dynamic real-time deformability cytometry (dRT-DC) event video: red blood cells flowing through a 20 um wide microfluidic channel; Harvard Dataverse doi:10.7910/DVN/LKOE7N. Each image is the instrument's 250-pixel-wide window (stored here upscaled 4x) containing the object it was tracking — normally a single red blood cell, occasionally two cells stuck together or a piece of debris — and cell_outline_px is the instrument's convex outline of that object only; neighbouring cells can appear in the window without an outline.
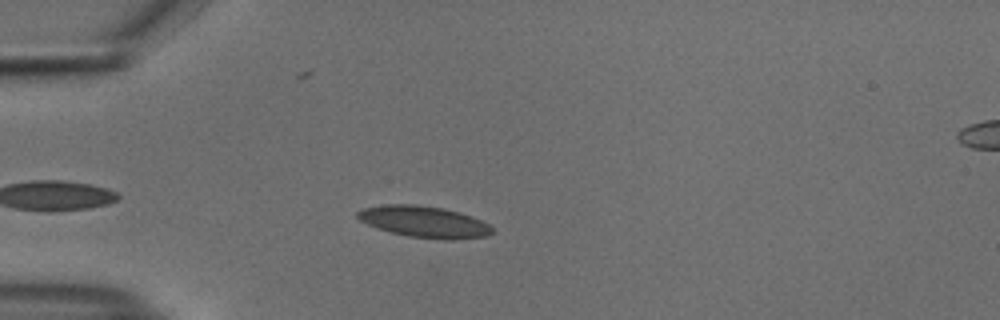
{"species": "common noctule bat (a hibernating species)", "species_latin": "Nyctalus noctula", "temperature_condition": "cold", "stored_images_in_passage": 42, "camera_frame_rate_fps": 3000, "um_per_image_px": 0.085, "animal": {"sex": "male", "body_mass_g": 18.8}, "frame": {"image": 1, "passage_image": 6, "time_ms": 1.667, "image_size_px": [1000, 320], "cell_outline_px": [[492, 232], [488, 236], [452, 240], [448, 240], [408, 236], [376, 228], [360, 220], [356, 216], [356, 212], [364, 208], [388, 204], [416, 204], [440, 208], [460, 212], [472, 216], [488, 224], [492, 228]], "centroid_in_image_um": [36.06, 18.85], "position_along_channel_um": 48.9, "area_um2": 24.51}}
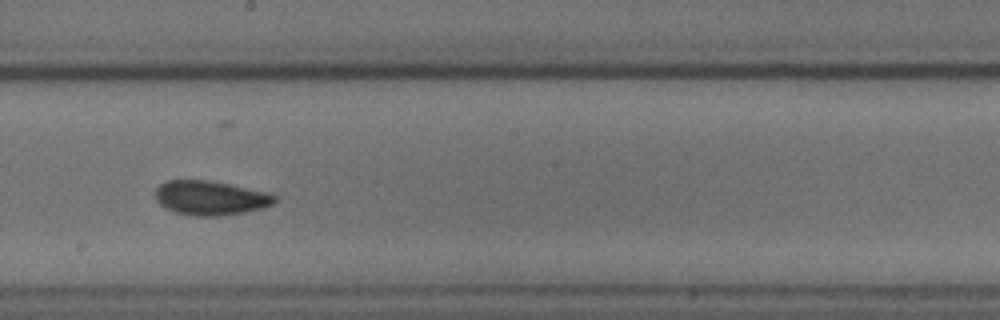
{"frame": {"image": 2, "passage_image": 22, "time_ms": 7.0, "image_size_px": [1000, 320], "cell_outline_px": [[276, 200], [272, 204], [264, 208], [244, 212], [216, 216], [192, 216], [172, 212], [160, 204], [156, 200], [156, 188], [160, 184], [168, 180], [212, 180], [232, 184], [268, 192], [276, 196]], "centroid_in_image_um": [17.89, 16.82], "position_along_channel_um": 230.3, "area_um2": 24.1}}
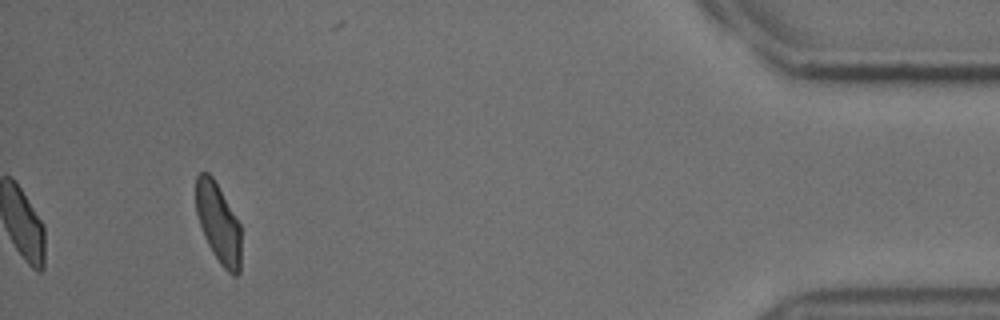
{"frame": {"image": 3, "passage_image": 42, "time_ms": 13.667, "image_size_px": [1000, 320], "cell_outline_px": [[240, 272], [236, 276], [232, 276], [220, 264], [212, 252], [204, 236], [196, 212], [196, 176], [200, 172], [208, 172], [212, 176], [240, 224]], "centroid_in_image_um": [18.55, 18.99], "position_along_channel_um": 416.6, "area_um2": 20.81}, "authors_computed_cell_mechanics": {"area_um2": 23.0911, "velocity_mm_per_s": 3.721, "shape_relaxation_time_tau1_ms": 8.1302, "shape_relaxation_time_tau2_ms": 2.2133, "deformation_change_tau1": 0.133, "deformation_change_tau2": 0.0737}}